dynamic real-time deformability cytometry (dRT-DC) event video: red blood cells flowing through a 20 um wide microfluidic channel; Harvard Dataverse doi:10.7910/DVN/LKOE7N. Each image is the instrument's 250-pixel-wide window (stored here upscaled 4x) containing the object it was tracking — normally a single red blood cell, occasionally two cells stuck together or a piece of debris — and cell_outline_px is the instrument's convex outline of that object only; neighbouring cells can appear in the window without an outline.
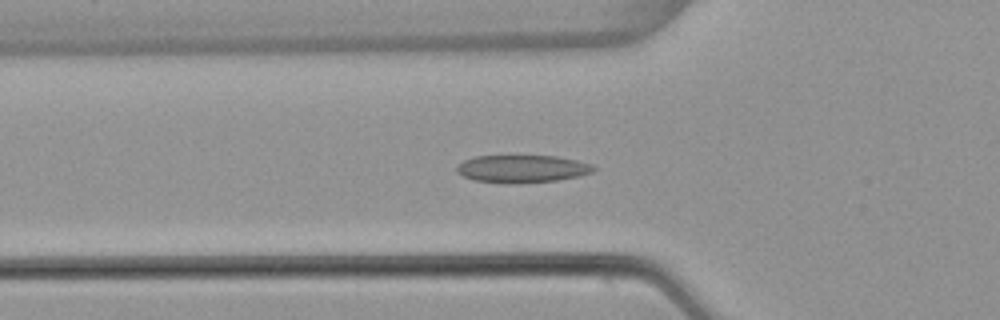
{"species": "common noctule bat (a hibernating species)", "species_latin": "Nyctalus noctula", "temperature_condition": "warm", "stored_images_in_passage": 54, "camera_frame_rate_fps": 3000, "um_per_image_px": 0.085, "animal": {"sex": "female", "body_mass_g": 22.7, "forearm_length_mm": 54.2}, "frame": {"image": 1, "passage_image": 18, "time_ms": 5.667, "image_size_px": [1000, 320], "cell_outline_px": [[596, 168], [592, 172], [580, 176], [556, 180], [516, 184], [508, 184], [472, 180], [456, 172], [456, 168], [464, 160], [476, 156], [556, 156], [576, 160], [592, 164]], "centroid_in_image_um": [44.38, 14.36], "position_along_channel_um": 81.4, "area_um2": 22.08}}
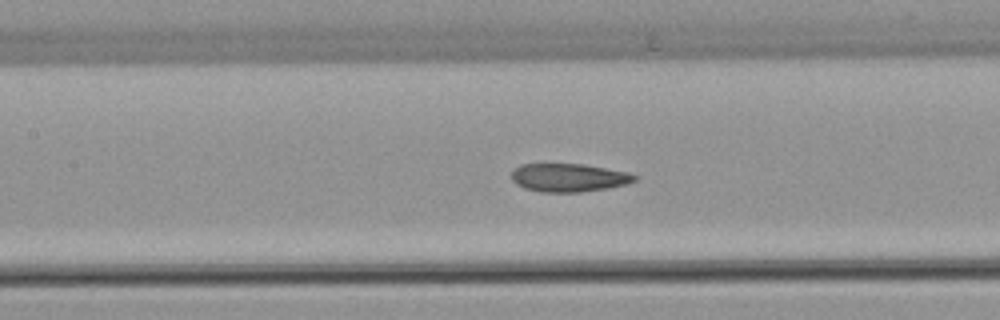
{"frame": {"image": 2, "passage_image": 24, "time_ms": 7.667, "image_size_px": [1000, 320], "cell_outline_px": [[636, 180], [628, 184], [608, 188], [580, 192], [540, 192], [524, 188], [516, 184], [512, 180], [512, 172], [520, 164], [584, 164], [628, 172], [636, 176]], "centroid_in_image_um": [48.35, 15.1], "position_along_channel_um": 159.1, "area_um2": 20.29}}
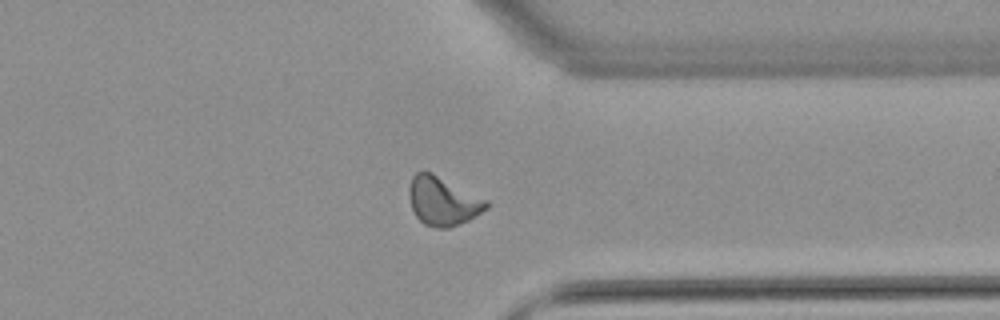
{"frame": {"image": 3, "passage_image": 41, "time_ms": 13.333, "image_size_px": [1000, 320], "cell_outline_px": [[488, 208], [468, 220], [460, 224], [448, 228], [436, 228], [424, 224], [416, 216], [412, 208], [408, 196], [408, 188], [412, 176], [416, 172], [432, 172], [488, 200]], "centroid_in_image_um": [37.63, 17.09], "position_along_channel_um": 373.8, "area_um2": 21.96}, "authors_computed_cell_mechanics": {"area_um2": 21.1259, "velocity_mm_per_s": 3.8441, "shape_relaxation_time_tau1_ms": null, "shape_relaxation_time_tau2_ms": 2.2454, "deformation_change_tau1": null, "deformation_change_tau2": 0.079}}